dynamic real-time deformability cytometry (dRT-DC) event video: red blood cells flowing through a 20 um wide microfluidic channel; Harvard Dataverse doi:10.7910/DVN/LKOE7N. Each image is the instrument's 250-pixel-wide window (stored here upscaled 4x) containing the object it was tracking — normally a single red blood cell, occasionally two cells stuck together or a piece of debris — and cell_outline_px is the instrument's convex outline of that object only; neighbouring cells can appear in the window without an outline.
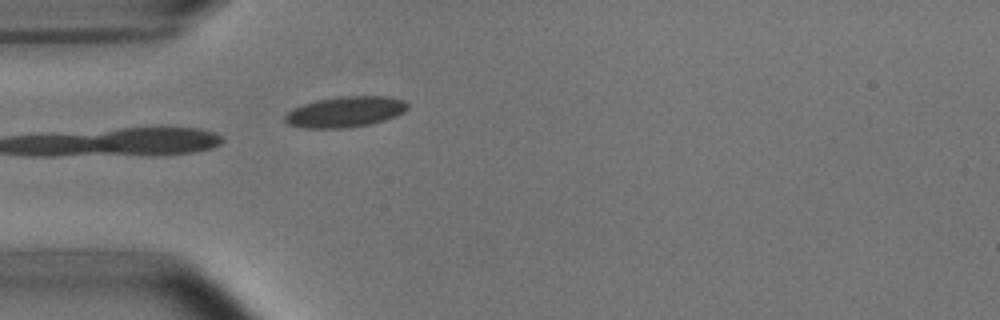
{"species": "common noctule bat (a hibernating species)", "species_latin": "Nyctalus noctula", "temperature_condition": "room temperature", "stored_images_in_passage": 5, "camera_frame_rate_fps": 3000, "um_per_image_px": 0.085, "animal": {"sex": "male", "body_mass_g": 15.6}, "frame": {"image": 1, "passage_image": 5, "time_ms": 4.667, "image_size_px": [1000, 320], "cell_outline_px": [[408, 108], [404, 112], [396, 116], [384, 120], [368, 124], [344, 128], [304, 128], [288, 124], [284, 120], [284, 116], [292, 108], [304, 104], [320, 100], [340, 96], [388, 96], [404, 100], [408, 104]], "centroid_in_image_um": [29.35, 9.5], "position_along_channel_um": 55.6, "area_um2": 21.85}}